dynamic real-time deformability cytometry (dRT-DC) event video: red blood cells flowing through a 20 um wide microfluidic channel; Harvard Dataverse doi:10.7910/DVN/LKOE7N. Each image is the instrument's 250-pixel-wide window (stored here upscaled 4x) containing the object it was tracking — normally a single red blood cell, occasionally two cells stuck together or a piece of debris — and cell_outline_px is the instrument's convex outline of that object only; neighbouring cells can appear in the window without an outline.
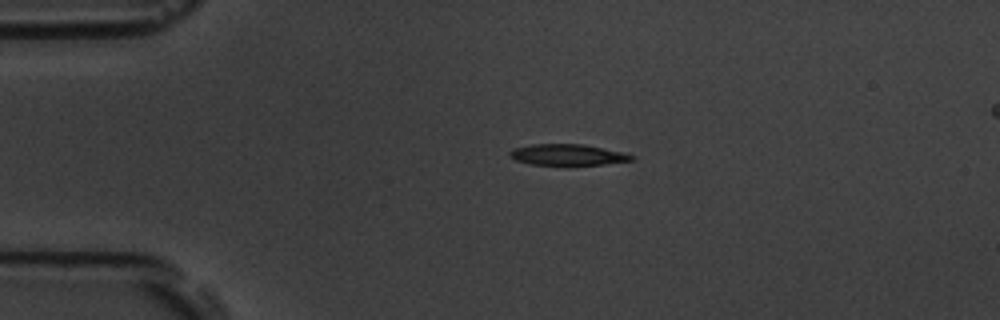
{"species": "common noctule bat (a hibernating species)", "species_latin": "Nyctalus noctula", "temperature_condition": "room temperature", "stored_images_in_passage": 43, "camera_frame_rate_fps": 3000, "um_per_image_px": 0.085, "animal": {"sex": "male", "body_mass_g": 19.5, "forearm_length_mm": 54.6}, "frame": {"image": 1, "passage_image": 1, "time_ms": 0.0, "image_size_px": [1000, 320], "cell_outline_px": [[636, 156], [632, 160], [604, 164], [568, 168], [528, 164], [516, 160], [508, 152], [512, 148], [532, 144], [584, 144], [624, 152]], "centroid_in_image_um": [48.25, 13.2], "position_along_channel_um": 36.8, "area_um2": 15.9}}
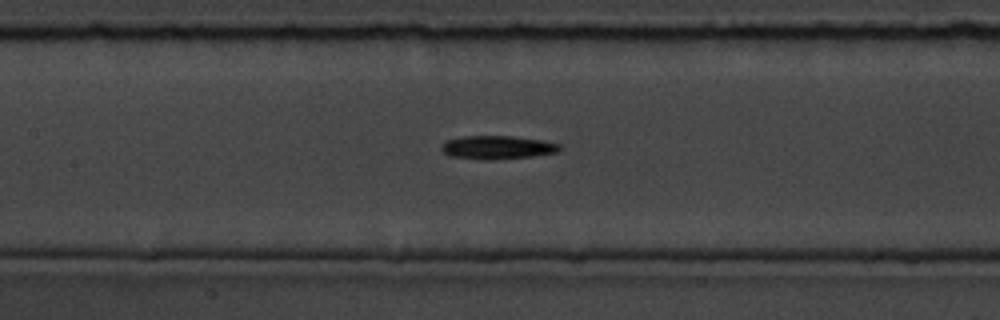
{"frame": {"image": 2, "passage_image": 14, "time_ms": 4.333, "image_size_px": [1000, 320], "cell_outline_px": [[560, 148], [556, 152], [532, 156], [492, 160], [488, 160], [452, 156], [444, 152], [440, 148], [448, 140], [460, 136], [512, 136], [544, 140], [560, 144]], "centroid_in_image_um": [42.29, 12.52], "position_along_channel_um": 165.1, "area_um2": 15.95}}
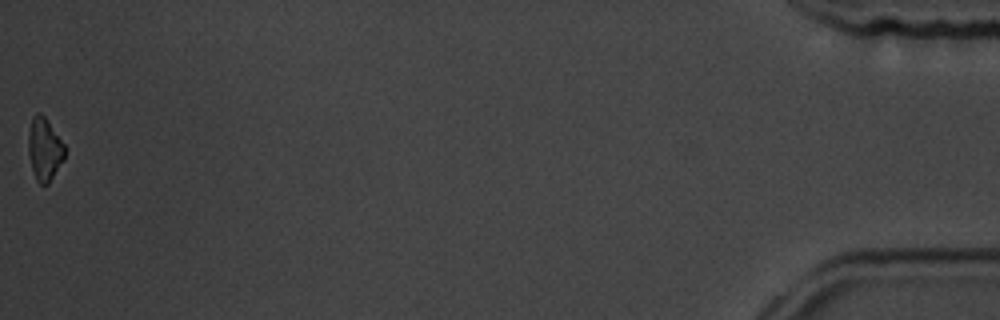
{"frame": {"image": 3, "passage_image": 43, "time_ms": 14.0, "image_size_px": [1000, 320], "cell_outline_px": [[64, 160], [48, 184], [40, 184], [36, 180], [32, 168], [28, 152], [28, 132], [32, 116], [36, 112], [40, 112], [44, 116], [64, 144]], "centroid_in_image_um": [3.76, 12.67], "position_along_channel_um": 431.4, "area_um2": 13.24}, "authors_computed_cell_mechanics": {"area_um2": 15.0858, "velocity_mm_per_s": 3.7971, "shape_relaxation_time_tau1_ms": 5.3475, "shape_relaxation_time_tau2_ms": null, "deformation_change_tau1": 0.1448, "deformation_change_tau2": null}}